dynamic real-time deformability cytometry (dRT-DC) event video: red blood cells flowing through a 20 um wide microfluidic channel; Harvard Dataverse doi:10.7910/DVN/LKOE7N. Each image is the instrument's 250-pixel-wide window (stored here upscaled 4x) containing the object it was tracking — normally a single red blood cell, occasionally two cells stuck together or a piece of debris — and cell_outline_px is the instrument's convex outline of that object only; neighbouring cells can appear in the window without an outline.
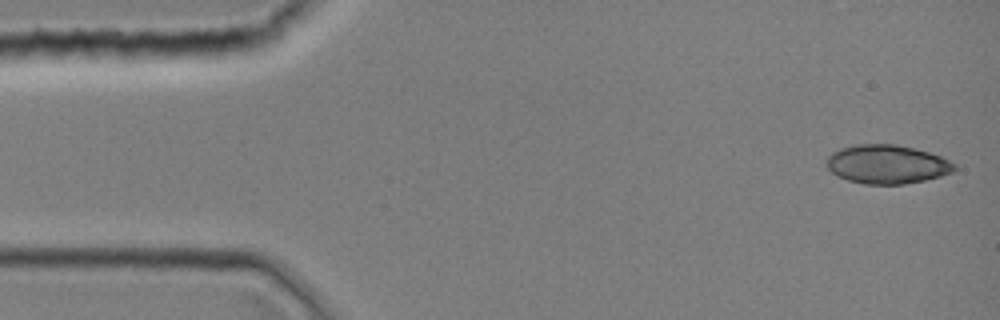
{"species": "common noctule bat (a hibernating species)", "species_latin": "Nyctalus noctula", "temperature_condition": "room temperature", "stored_images_in_passage": 9, "camera_frame_rate_fps": 3000, "um_per_image_px": 0.085, "animal": {"sex": "female", "body_mass_g": 19.0, "forearm_length_mm": 51.5}, "frame": {"image": 1, "passage_image": 1, "time_ms": 0.0, "image_size_px": [1000, 320], "cell_outline_px": [[956, 168], [952, 172], [940, 176], [924, 180], [904, 184], [864, 184], [848, 180], [832, 172], [828, 168], [828, 156], [832, 152], [840, 148], [856, 144], [896, 144], [928, 152], [940, 156], [956, 164]], "centroid_in_image_um": [75.4, 13.96], "position_along_channel_um": 9.6, "area_um2": 28.67}}
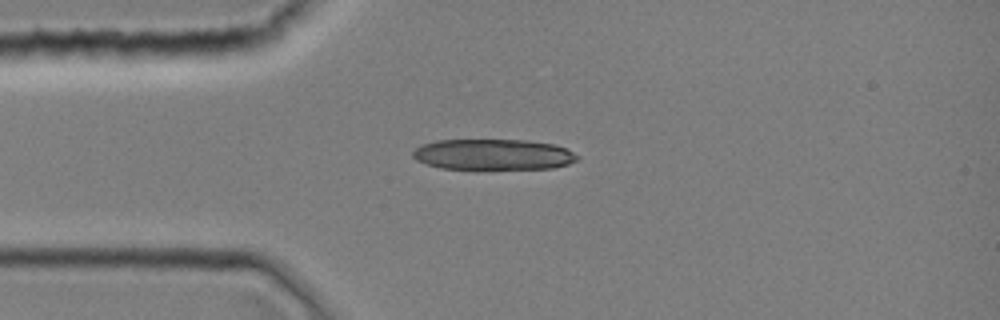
{"frame": {"image": 2, "passage_image": 9, "time_ms": 2.667, "image_size_px": [1000, 320], "cell_outline_px": [[580, 160], [568, 164], [552, 168], [476, 172], [440, 168], [416, 160], [412, 156], [412, 152], [420, 144], [436, 140], [528, 140], [556, 144], [580, 156]], "centroid_in_image_um": [41.92, 13.18], "position_along_channel_um": 43.1, "area_um2": 31.04}}